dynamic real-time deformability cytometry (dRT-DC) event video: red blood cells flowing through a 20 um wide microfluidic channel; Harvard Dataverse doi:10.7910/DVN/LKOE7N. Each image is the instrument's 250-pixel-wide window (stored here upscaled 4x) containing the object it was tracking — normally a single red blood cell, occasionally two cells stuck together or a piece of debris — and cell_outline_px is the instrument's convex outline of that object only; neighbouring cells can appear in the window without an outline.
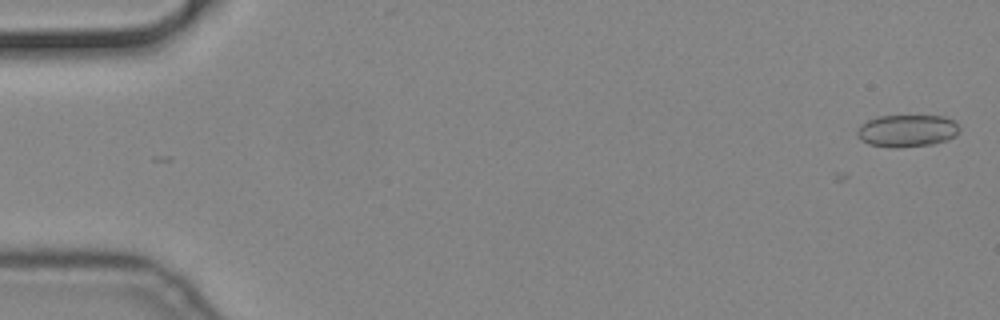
{"species": "common noctule bat (a hibernating species)", "species_latin": "Nyctalus noctula", "temperature_condition": "cold", "stored_images_in_passage": 4, "camera_frame_rate_fps": 3000, "um_per_image_px": 0.085, "animal": {"sex": "male", "body_mass_g": 19.2, "forearm_length_mm": 51.8}, "frame": {"image": 1, "passage_image": 2, "time_ms": 0.333, "image_size_px": [1000, 320], "cell_outline_px": [[960, 132], [956, 136], [948, 140], [932, 144], [896, 148], [892, 148], [868, 144], [860, 140], [856, 132], [860, 124], [876, 116], [944, 116], [952, 120], [960, 128]], "centroid_in_image_um": [77.09, 11.12], "position_along_channel_um": 7.9, "area_um2": 19.42}}